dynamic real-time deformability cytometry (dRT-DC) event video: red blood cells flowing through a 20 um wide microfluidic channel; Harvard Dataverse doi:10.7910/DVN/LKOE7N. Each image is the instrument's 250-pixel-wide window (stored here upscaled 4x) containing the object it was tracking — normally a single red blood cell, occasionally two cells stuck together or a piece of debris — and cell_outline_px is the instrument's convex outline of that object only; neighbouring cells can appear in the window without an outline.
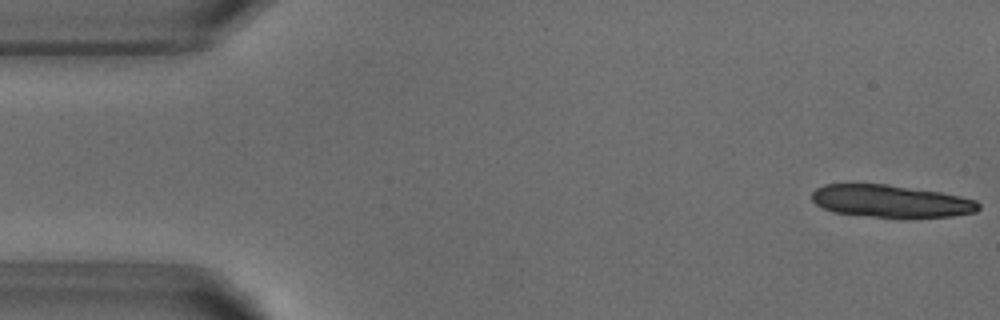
{"species": "common noctule bat (a hibernating species)", "species_latin": "Nyctalus noctula", "temperature_condition": "warm", "stored_images_in_passage": 8, "camera_frame_rate_fps": 3000, "um_per_image_px": 0.085, "animal": {"sex": "male", "body_mass_g": 18.8}, "frame": {"image": 1, "passage_image": 1, "time_ms": 0.0, "image_size_px": [1000, 320], "cell_outline_px": [[980, 208], [976, 212], [952, 216], [872, 216], [832, 212], [816, 204], [812, 200], [812, 192], [816, 188], [824, 184], [888, 184], [940, 192], [960, 196], [976, 200], [980, 204]], "centroid_in_image_um": [75.71, 17.08], "position_along_channel_um": 9.3, "area_um2": 31.04}}